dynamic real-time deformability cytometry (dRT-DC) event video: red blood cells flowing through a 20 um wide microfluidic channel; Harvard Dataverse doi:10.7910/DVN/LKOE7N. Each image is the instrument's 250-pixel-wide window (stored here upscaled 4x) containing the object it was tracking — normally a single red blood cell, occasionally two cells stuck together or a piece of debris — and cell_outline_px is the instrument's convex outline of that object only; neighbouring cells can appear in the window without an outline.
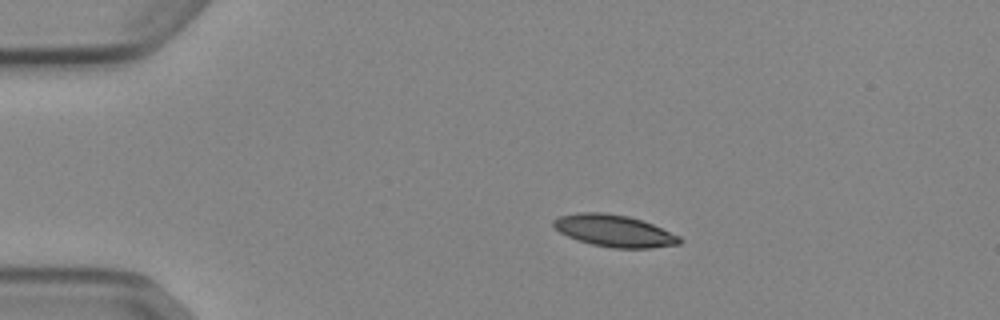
{"species": "Egyptian fruit bat (a non-hibernating species)", "species_latin": "Rousettus aegyptiacus", "temperature_condition": "cold", "stored_images_in_passage": 8, "camera_frame_rate_fps": 3000, "um_per_image_px": 0.085, "animal": {"sex": "female"}, "frame": {"image": 1, "passage_image": 1, "time_ms": 0.0, "image_size_px": [1000, 320], "cell_outline_px": [[684, 240], [680, 244], [652, 248], [612, 248], [592, 244], [568, 236], [560, 232], [552, 224], [552, 220], [560, 216], [580, 212], [604, 212], [628, 216], [652, 224], [680, 236]], "centroid_in_image_um": [52.23, 19.62], "position_along_channel_um": 32.8, "area_um2": 23.35}}
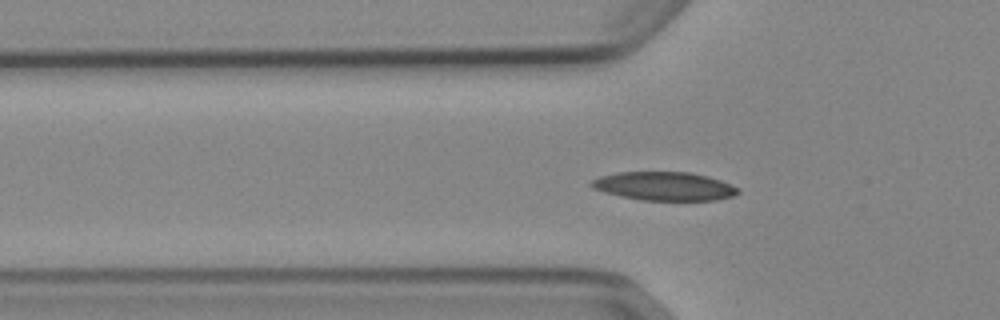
{"frame": {"image": 2, "passage_image": 8, "time_ms": 2.333, "image_size_px": [1000, 320], "cell_outline_px": [[740, 192], [732, 196], [716, 200], [644, 200], [620, 196], [604, 192], [592, 188], [588, 184], [592, 180], [600, 176], [616, 172], [692, 172], [708, 176], [720, 180], [740, 188]], "centroid_in_image_um": [56.45, 15.82], "position_along_channel_um": 69.3, "area_um2": 24.51}}